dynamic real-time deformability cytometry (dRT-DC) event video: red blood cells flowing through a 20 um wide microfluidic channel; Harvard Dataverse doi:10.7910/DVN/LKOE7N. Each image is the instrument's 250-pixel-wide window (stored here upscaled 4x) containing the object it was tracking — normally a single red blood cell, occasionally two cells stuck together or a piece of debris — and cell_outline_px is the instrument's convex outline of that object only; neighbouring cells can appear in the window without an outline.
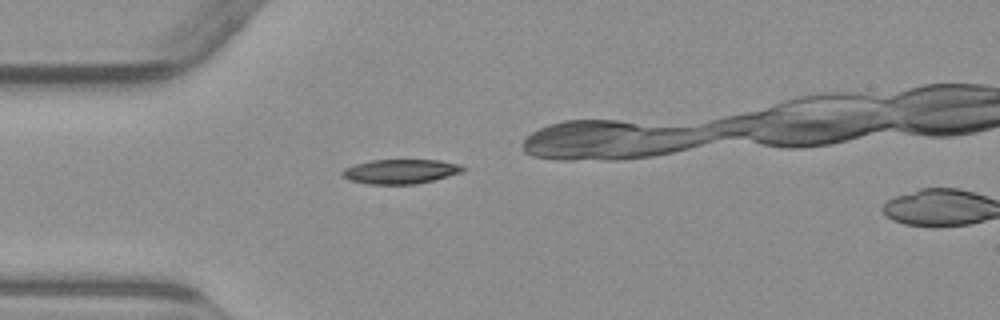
{"species": "common noctule bat (a hibernating species)", "species_latin": "Nyctalus noctula", "temperature_condition": "warm", "stored_images_in_passage": 5, "camera_frame_rate_fps": 3000, "um_per_image_px": 0.085, "animal": {"sex": "male", "body_mass_g": 23.1, "forearm_length_mm": 52.7}, "frame": {"image": 1, "passage_image": 4, "time_ms": 3.667, "image_size_px": [1000, 320], "cell_outline_px": [[468, 168], [460, 172], [448, 176], [416, 184], [368, 184], [348, 180], [340, 176], [340, 172], [344, 168], [356, 164], [372, 160], [440, 160], [460, 164]], "centroid_in_image_um": [34.01, 14.57], "position_along_channel_um": 51.0, "area_um2": 17.28}}